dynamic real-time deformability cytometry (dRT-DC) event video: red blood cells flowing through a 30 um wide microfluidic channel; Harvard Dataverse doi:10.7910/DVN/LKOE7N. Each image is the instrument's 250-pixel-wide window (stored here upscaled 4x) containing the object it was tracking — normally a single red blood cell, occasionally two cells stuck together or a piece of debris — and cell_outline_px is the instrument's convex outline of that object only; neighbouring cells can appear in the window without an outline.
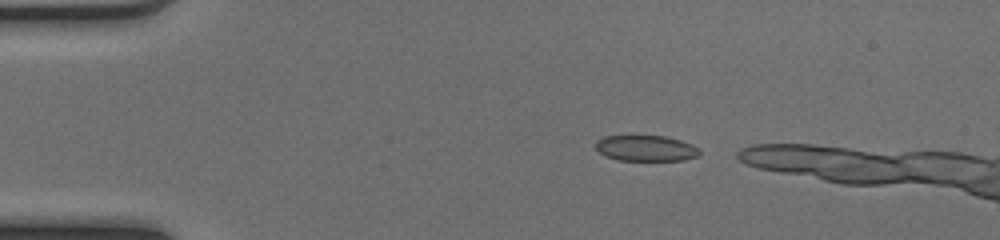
{"species": "common noctule bat (a hibernating species)", "species_latin": "Nyctalus noctula", "temperature_condition": "cold", "stored_images_in_passage": 9, "camera_frame_rate_fps": 3000, "um_per_image_px": 0.085, "animal": {"sex": "female", "body_mass_g": 17.0, "forearm_length_mm": 48.0}, "frame": {"image": 1, "passage_image": 3, "time_ms": 0.667, "image_size_px": [1000, 240], "cell_outline_px": [[700, 156], [684, 160], [616, 160], [604, 156], [596, 148], [596, 140], [604, 136], [664, 136], [680, 140], [692, 144], [700, 152]], "centroid_in_image_um": [54.89, 12.6], "position_along_channel_um": 30.1, "area_um2": 15.61}}